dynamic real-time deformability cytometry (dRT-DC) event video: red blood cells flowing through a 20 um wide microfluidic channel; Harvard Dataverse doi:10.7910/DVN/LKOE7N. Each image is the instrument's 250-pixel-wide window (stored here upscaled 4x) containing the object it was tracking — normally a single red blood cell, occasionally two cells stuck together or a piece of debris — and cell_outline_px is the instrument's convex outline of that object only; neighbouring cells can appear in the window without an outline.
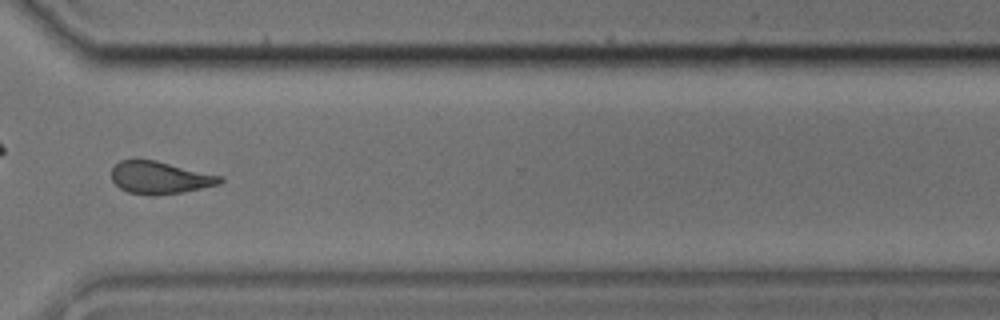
{"species": "common noctule bat (a hibernating species)", "species_latin": "Nyctalus noctula", "temperature_condition": "cold", "stored_images_in_passage": 50, "camera_frame_rate_fps": 3000, "um_per_image_px": 0.085, "animal": {"sex": "male", "body_mass_g": 17.9, "forearm_length_mm": 54.2}, "frame": {"image": 1, "passage_image": 36, "time_ms": 11.667, "image_size_px": [1000, 320], "cell_outline_px": [[224, 180], [220, 184], [180, 192], [152, 196], [128, 192], [120, 188], [112, 180], [112, 168], [120, 160], [136, 156], [156, 160], [224, 176]], "centroid_in_image_um": [13.57, 15.05], "position_along_channel_um": 357.0, "area_um2": 20.98}}